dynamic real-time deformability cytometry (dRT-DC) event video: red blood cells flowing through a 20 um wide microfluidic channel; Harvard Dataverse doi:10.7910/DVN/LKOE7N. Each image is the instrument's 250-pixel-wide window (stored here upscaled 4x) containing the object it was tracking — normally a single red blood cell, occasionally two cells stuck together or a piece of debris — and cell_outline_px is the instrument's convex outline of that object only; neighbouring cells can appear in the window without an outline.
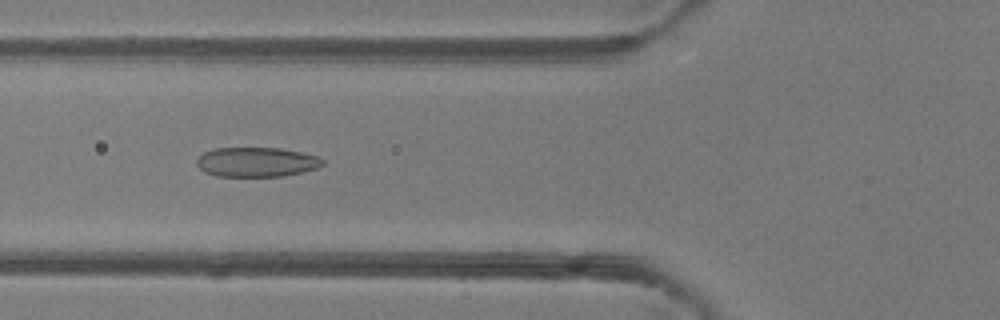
{"species": "common noctule bat (a hibernating species)", "species_latin": "Nyctalus noctula", "temperature_condition": "room temperature", "stored_images_in_passage": 44, "camera_frame_rate_fps": 3000, "um_per_image_px": 0.085, "animal": {"sex": "female"}, "frame": {"image": 1, "passage_image": 13, "time_ms": 4.0, "image_size_px": [1000, 320], "cell_outline_px": [[324, 164], [316, 168], [284, 176], [216, 176], [204, 172], [196, 164], [196, 160], [204, 152], [212, 148], [280, 148], [300, 152], [316, 156], [324, 160]], "centroid_in_image_um": [21.77, 13.77], "position_along_channel_um": 104.0, "area_um2": 21.62}}
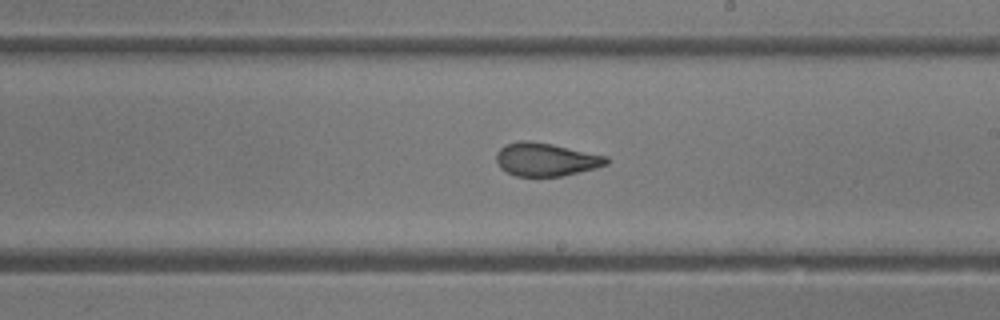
{"frame": {"image": 2, "passage_image": 23, "time_ms": 7.333, "image_size_px": [1000, 320], "cell_outline_px": [[608, 164], [596, 168], [560, 176], [516, 176], [500, 168], [496, 160], [496, 152], [504, 144], [520, 140], [528, 140], [552, 144], [608, 156]], "centroid_in_image_um": [46.38, 13.54], "position_along_channel_um": 242.6, "area_um2": 21.33}}
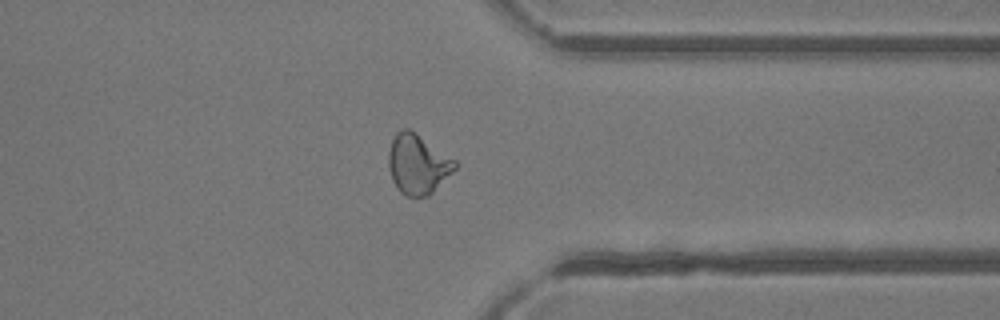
{"frame": {"image": 3, "passage_image": 33, "time_ms": 10.667, "image_size_px": [1000, 320], "cell_outline_px": [[456, 168], [428, 196], [404, 196], [400, 192], [392, 180], [388, 168], [388, 152], [392, 140], [396, 132], [400, 128], [408, 128], [456, 160]], "centroid_in_image_um": [35.47, 13.95], "position_along_channel_um": 375.9, "area_um2": 22.95}, "authors_computed_cell_mechanics": {"area_um2": 22.3686, "velocity_mm_per_s": 4.1423, "shape_relaxation_time_tau1_ms": 8.4099, "shape_relaxation_time_tau2_ms": 1.2792, "deformation_change_tau1": 0.2258, "deformation_change_tau2": 0.0918}}